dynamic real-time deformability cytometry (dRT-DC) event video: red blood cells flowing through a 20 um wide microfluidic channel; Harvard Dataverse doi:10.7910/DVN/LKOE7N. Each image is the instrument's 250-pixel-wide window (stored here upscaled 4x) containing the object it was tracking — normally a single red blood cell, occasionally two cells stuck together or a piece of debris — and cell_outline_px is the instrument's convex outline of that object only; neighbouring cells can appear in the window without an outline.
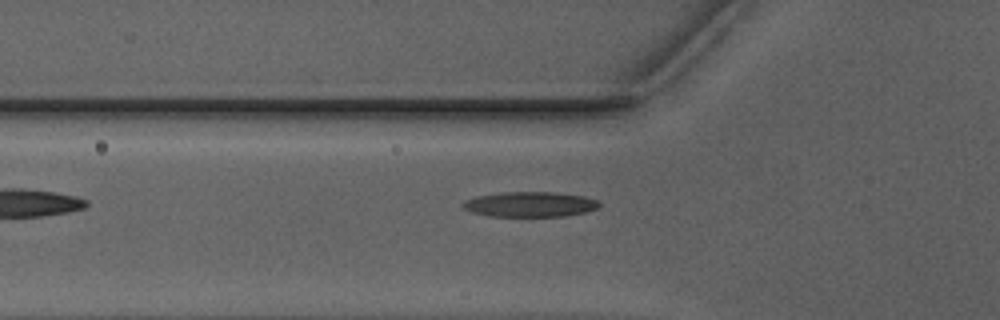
{"species": "Egyptian fruit bat (a non-hibernating species)", "species_latin": "Rousettus aegyptiacus", "temperature_condition": "warm", "stored_images_in_passage": 22, "camera_frame_rate_fps": 3000, "um_per_image_px": 0.085, "animal": {"sex": "male"}, "frame": {"image": 1, "passage_image": 2, "time_ms": 0.333, "image_size_px": [1000, 320], "cell_outline_px": [[600, 208], [588, 212], [568, 216], [488, 216], [472, 212], [464, 208], [460, 204], [464, 200], [476, 196], [500, 192], [556, 192], [584, 196], [600, 200]], "centroid_in_image_um": [45.09, 17.36], "position_along_channel_um": 80.7, "area_um2": 20.35}}
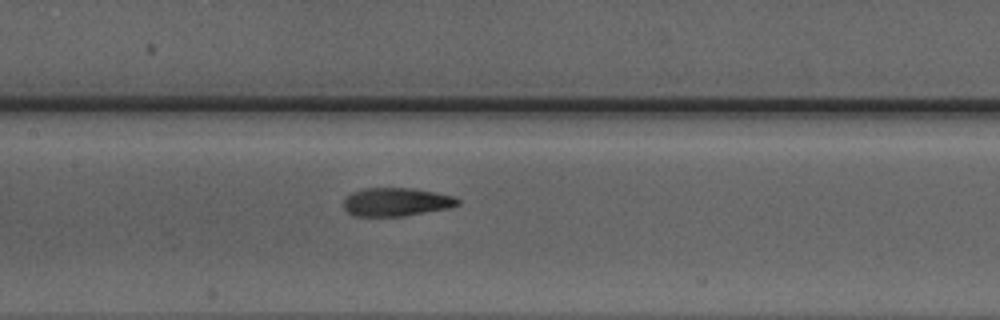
{"frame": {"image": 2, "passage_image": 9, "time_ms": 2.667, "image_size_px": [1000, 320], "cell_outline_px": [[460, 204], [448, 208], [404, 216], [352, 216], [344, 208], [344, 196], [352, 192], [364, 188], [416, 188], [456, 196], [460, 200]], "centroid_in_image_um": [33.69, 17.16], "position_along_channel_um": 173.7, "area_um2": 19.13}}
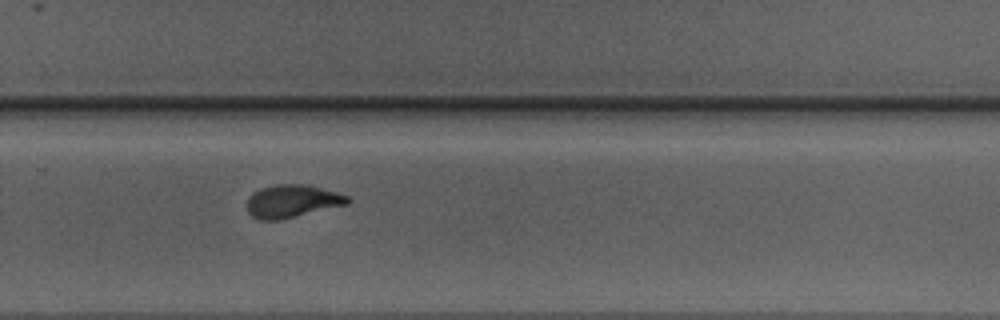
{"frame": {"image": 3, "passage_image": 19, "time_ms": 6.0, "image_size_px": [1000, 320], "cell_outline_px": [[352, 200], [348, 204], [280, 220], [260, 220], [252, 216], [248, 212], [248, 196], [252, 192], [260, 188], [276, 184], [304, 184], [336, 192], [348, 196]], "centroid_in_image_um": [24.82, 17.1], "position_along_channel_um": 305.0, "area_um2": 19.25}}